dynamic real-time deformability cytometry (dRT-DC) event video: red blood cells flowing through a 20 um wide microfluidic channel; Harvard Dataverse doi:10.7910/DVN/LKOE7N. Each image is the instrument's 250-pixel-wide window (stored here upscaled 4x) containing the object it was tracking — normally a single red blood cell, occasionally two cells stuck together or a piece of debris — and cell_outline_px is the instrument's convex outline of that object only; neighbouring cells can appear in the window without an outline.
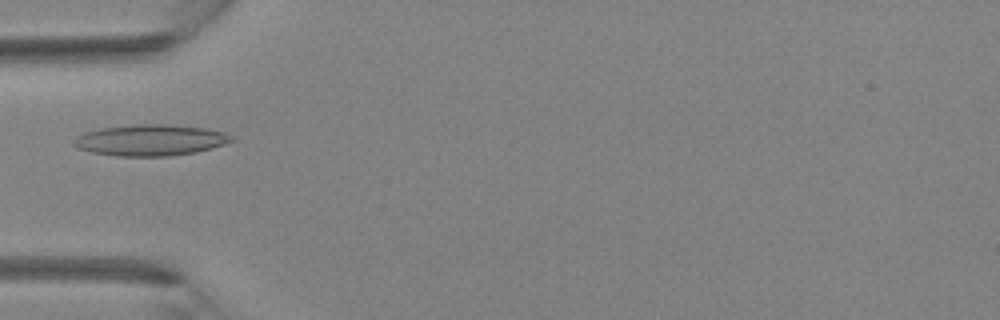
{"species": "Egyptian fruit bat (a non-hibernating species)", "species_latin": "Rousettus aegyptiacus", "temperature_condition": "room temperature", "stored_images_in_passage": 40, "camera_frame_rate_fps": 3000, "um_per_image_px": 0.085, "animal": {"sex": "female"}, "frame": {"image": 1, "passage_image": 13, "time_ms": 4.0, "image_size_px": [1000, 320], "cell_outline_px": [[236, 140], [212, 148], [196, 152], [168, 156], [116, 156], [92, 152], [80, 148], [72, 144], [72, 140], [76, 136], [84, 132], [100, 128], [140, 124], [164, 124], [208, 128], [224, 132], [236, 136]], "centroid_in_image_um": [12.83, 11.91], "position_along_channel_um": 72.2, "area_um2": 28.84}}
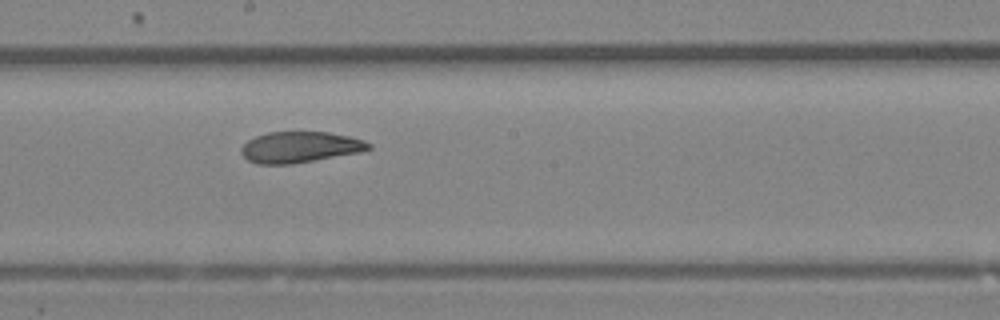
{"frame": {"image": 2, "passage_image": 22, "time_ms": 7.0, "image_size_px": [1000, 320], "cell_outline_px": [[372, 148], [360, 152], [292, 164], [256, 164], [248, 160], [240, 152], [240, 148], [248, 140], [256, 136], [268, 132], [328, 132], [348, 136], [364, 140], [372, 144]], "centroid_in_image_um": [25.49, 12.51], "position_along_channel_um": 222.7, "area_um2": 23.0}}
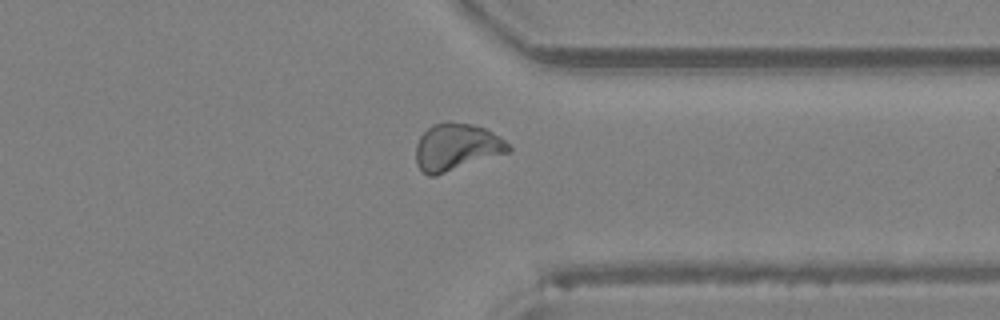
{"frame": {"image": 3, "passage_image": 31, "time_ms": 10.0, "image_size_px": [1000, 320], "cell_outline_px": [[512, 152], [436, 176], [428, 176], [416, 164], [416, 144], [420, 136], [432, 124], [444, 120], [472, 124], [484, 128], [492, 132], [504, 140], [512, 148]], "centroid_in_image_um": [38.81, 12.5], "position_along_channel_um": 372.6, "area_um2": 25.84}}